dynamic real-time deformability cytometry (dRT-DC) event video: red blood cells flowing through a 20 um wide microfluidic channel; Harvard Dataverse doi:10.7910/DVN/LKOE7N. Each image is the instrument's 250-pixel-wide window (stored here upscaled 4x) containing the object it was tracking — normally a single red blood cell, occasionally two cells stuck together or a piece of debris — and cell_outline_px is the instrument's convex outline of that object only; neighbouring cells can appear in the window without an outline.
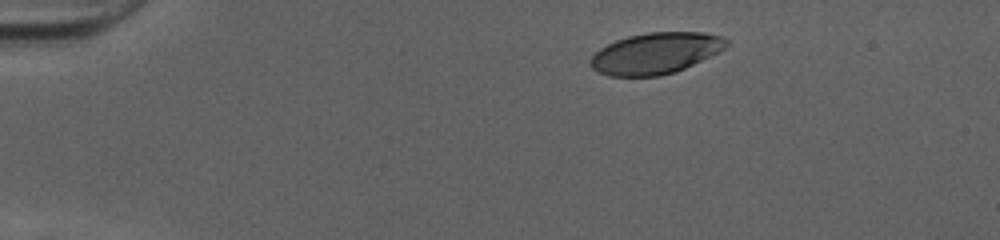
{"species": "human", "species_latin": "Homo sapiens", "temperature_condition": "cold", "stored_images_in_passage": 43, "camera_frame_rate_fps": 3000, "um_per_image_px": 0.085, "donor": {"sex": "female"}, "frame": {"image": 1, "passage_image": 1, "time_ms": 0.0, "image_size_px": [1000, 240], "cell_outline_px": [[728, 44], [724, 48], [676, 72], [660, 76], [608, 76], [592, 68], [588, 64], [588, 60], [600, 48], [616, 40], [628, 36], [648, 32], [704, 32], [724, 36], [728, 40]], "centroid_in_image_um": [55.69, 4.52], "position_along_channel_um": 29.3, "area_um2": 32.54}}
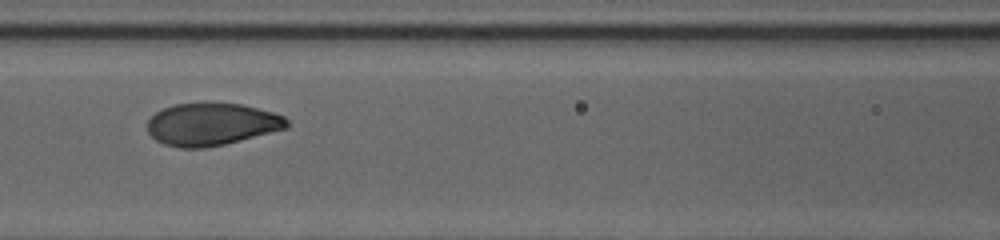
{"frame": {"image": 2, "passage_image": 16, "time_ms": 5.0, "image_size_px": [1000, 240], "cell_outline_px": [[288, 128], [224, 144], [204, 148], [180, 148], [164, 144], [156, 140], [148, 132], [148, 120], [156, 112], [164, 108], [176, 104], [204, 100], [240, 104], [272, 112], [284, 116], [288, 120]], "centroid_in_image_um": [17.97, 10.53], "position_along_channel_um": 148.6, "area_um2": 34.91}}
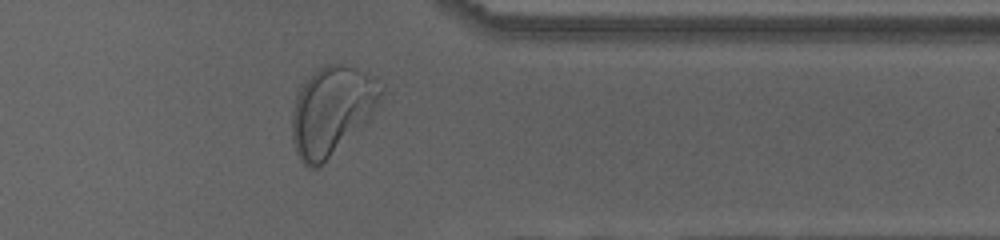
{"frame": {"image": 3, "passage_image": 34, "time_ms": 11.0, "image_size_px": [1000, 240], "cell_outline_px": [[384, 88], [372, 112], [364, 124], [320, 168], [308, 168], [300, 160], [296, 152], [292, 140], [292, 112], [296, 88], [316, 68], [328, 64], [344, 64], [356, 68], [364, 72], [384, 84]], "centroid_in_image_um": [28.14, 9.41], "position_along_channel_um": 383.3, "area_um2": 46.36}, "authors_computed_cell_mechanics": {"area_um2": 34.9112, "velocity_mm_per_s": 4.0072, "shape_relaxation_time_tau1_ms": 2.489, "shape_relaxation_time_tau2_ms": null, "deformation_change_tau1": 0.1406, "deformation_change_tau2": null}}